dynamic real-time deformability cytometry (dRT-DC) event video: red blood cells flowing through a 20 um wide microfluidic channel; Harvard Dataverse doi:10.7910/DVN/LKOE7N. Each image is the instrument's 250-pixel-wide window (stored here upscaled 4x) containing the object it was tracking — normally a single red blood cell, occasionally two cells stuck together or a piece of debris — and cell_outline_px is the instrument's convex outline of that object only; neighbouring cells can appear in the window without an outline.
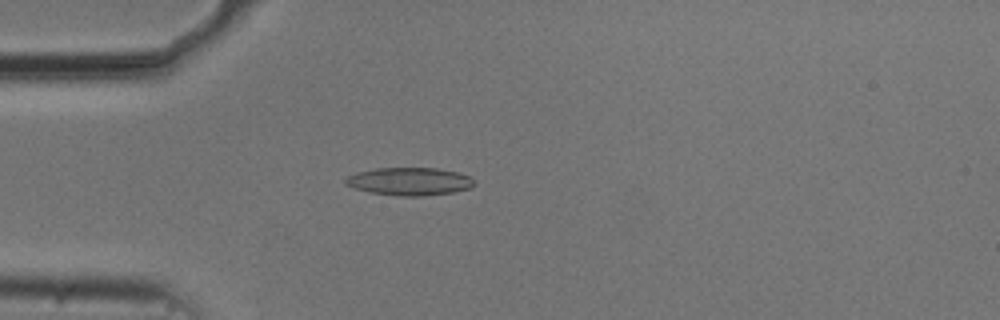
{"species": "common noctule bat (a hibernating species)", "species_latin": "Nyctalus noctula", "temperature_condition": "cold", "stored_images_in_passage": 53, "camera_frame_rate_fps": 3000, "um_per_image_px": 0.085, "animal": {"sex": "male", "body_mass_g": 20.5, "forearm_length_mm": 52.5}, "frame": {"image": 1, "passage_image": 14, "time_ms": 4.333, "image_size_px": [1000, 320], "cell_outline_px": [[476, 184], [468, 188], [452, 192], [424, 196], [400, 196], [368, 192], [344, 184], [344, 180], [348, 176], [356, 172], [376, 168], [436, 168], [456, 172], [468, 176]], "centroid_in_image_um": [34.76, 15.42], "position_along_channel_um": 50.2, "area_um2": 20.75}}
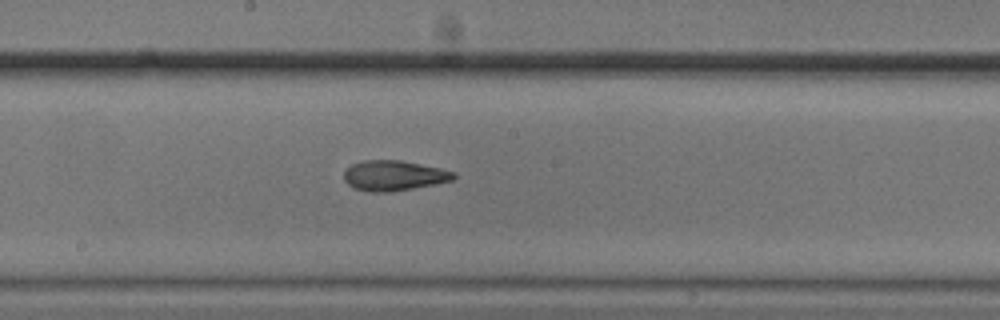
{"frame": {"image": 2, "passage_image": 28, "time_ms": 9.0, "image_size_px": [1000, 320], "cell_outline_px": [[456, 176], [452, 180], [436, 184], [388, 192], [368, 192], [356, 188], [348, 184], [344, 180], [344, 172], [352, 164], [364, 160], [400, 160], [440, 168], [456, 172]], "centroid_in_image_um": [33.48, 14.92], "position_along_channel_um": 214.7, "area_um2": 19.19}}
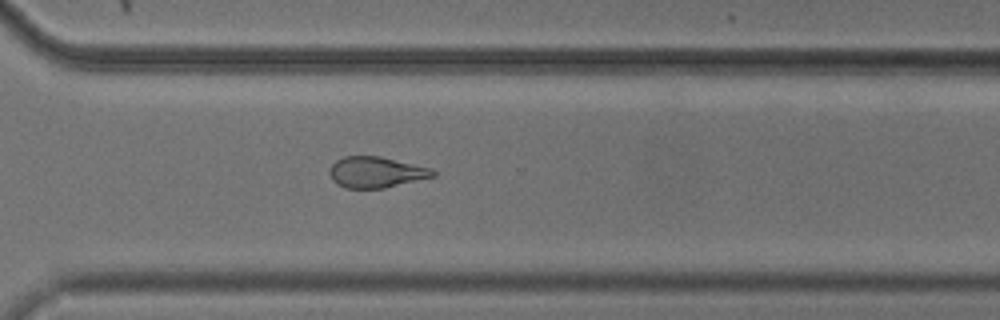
{"frame": {"image": 3, "passage_image": 38, "time_ms": 12.333, "image_size_px": [1000, 320], "cell_outline_px": [[436, 176], [384, 188], [344, 188], [336, 184], [332, 180], [328, 172], [332, 164], [336, 160], [344, 156], [380, 156], [432, 168], [436, 172]], "centroid_in_image_um": [31.95, 14.64], "position_along_channel_um": 338.6, "area_um2": 18.79}, "authors_computed_cell_mechanics": {"area_um2": 20.0566, "velocity_mm_per_s": 3.7393, "shape_relaxation_time_tau1_ms": 10.2908, "shape_relaxation_time_tau2_ms": 3.2628, "deformation_change_tau1": 0.2138, "deformation_change_tau2": 0.1183}}